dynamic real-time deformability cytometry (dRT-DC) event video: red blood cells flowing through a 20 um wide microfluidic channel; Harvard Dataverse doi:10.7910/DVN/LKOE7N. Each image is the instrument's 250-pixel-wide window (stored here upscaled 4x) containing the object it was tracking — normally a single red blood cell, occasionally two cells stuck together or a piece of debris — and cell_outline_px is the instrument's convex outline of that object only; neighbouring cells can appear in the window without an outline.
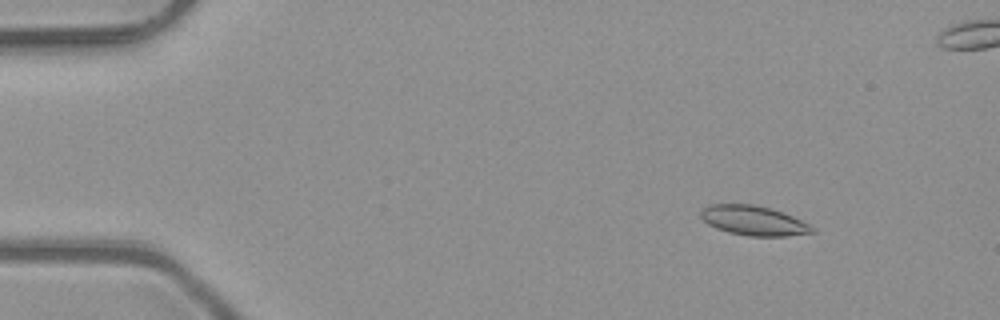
{"species": "common noctule bat (a hibernating species)", "species_latin": "Nyctalus noctula", "temperature_condition": "room temperature", "stored_images_in_passage": 53, "camera_frame_rate_fps": 3000, "um_per_image_px": 0.085, "animal": {"sex": "male", "body_mass_g": 23.1, "forearm_length_mm": 52.7}, "frame": {"image": 1, "passage_image": 7, "time_ms": 2.0, "image_size_px": [1000, 320], "cell_outline_px": [[816, 232], [788, 236], [748, 236], [728, 232], [716, 228], [708, 224], [700, 216], [700, 212], [708, 204], [752, 204], [784, 212], [816, 228]], "centroid_in_image_um": [64.06, 18.75], "position_along_channel_um": 20.9, "area_um2": 19.25}}
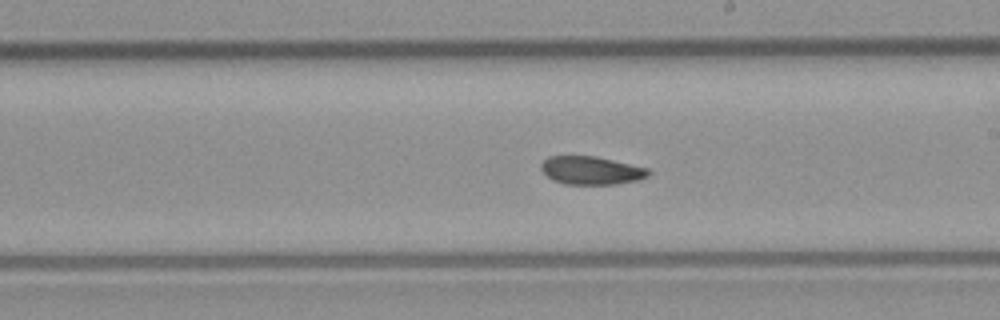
{"frame": {"image": 2, "passage_image": 30, "time_ms": 9.667, "image_size_px": [1000, 320], "cell_outline_px": [[652, 172], [648, 176], [640, 180], [616, 184], [564, 184], [548, 176], [540, 168], [540, 164], [548, 156], [596, 156], [648, 168]], "centroid_in_image_um": [50.29, 14.48], "position_along_channel_um": 238.7, "area_um2": 17.63}}
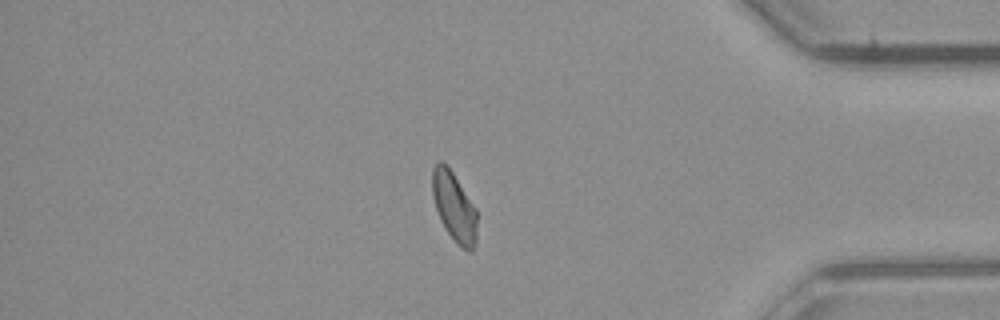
{"frame": {"image": 3, "passage_image": 44, "time_ms": 14.333, "image_size_px": [1000, 320], "cell_outline_px": [[476, 240], [472, 248], [468, 252], [456, 244], [444, 228], [440, 220], [432, 196], [432, 168], [440, 160], [444, 160], [476, 208]], "centroid_in_image_um": [38.58, 17.57], "position_along_channel_um": 396.6, "area_um2": 18.09}, "authors_computed_cell_mechanics": {"area_um2": 18.4382, "velocity_mm_per_s": 4.0566, "shape_relaxation_time_tau1_ms": null, "shape_relaxation_time_tau2_ms": 3.8234, "deformation_change_tau1": null, "deformation_change_tau2": 0.0761}}